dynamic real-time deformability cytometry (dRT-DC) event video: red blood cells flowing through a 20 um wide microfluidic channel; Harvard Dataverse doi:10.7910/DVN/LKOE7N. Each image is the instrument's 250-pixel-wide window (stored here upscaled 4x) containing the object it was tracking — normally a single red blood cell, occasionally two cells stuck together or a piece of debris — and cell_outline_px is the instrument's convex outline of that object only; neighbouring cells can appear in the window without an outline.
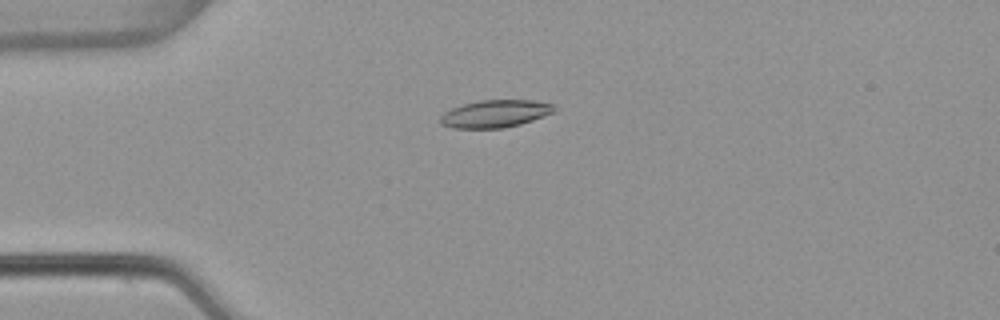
{"species": "common noctule bat (a hibernating species)", "species_latin": "Nyctalus noctula", "temperature_condition": "warm", "stored_images_in_passage": 7, "camera_frame_rate_fps": 3000, "um_per_image_px": 0.085, "animal": {"sex": "female", "body_mass_g": 22.7, "forearm_length_mm": 54.2}, "frame": {"image": 1, "passage_image": 4, "time_ms": 1.0, "image_size_px": [1000, 320], "cell_outline_px": [[556, 112], [520, 124], [504, 128], [452, 128], [440, 124], [440, 116], [444, 112], [452, 108], [464, 104], [480, 100], [532, 100], [552, 104], [556, 108]], "centroid_in_image_um": [42.09, 9.67], "position_along_channel_um": 42.9, "area_um2": 18.26}}
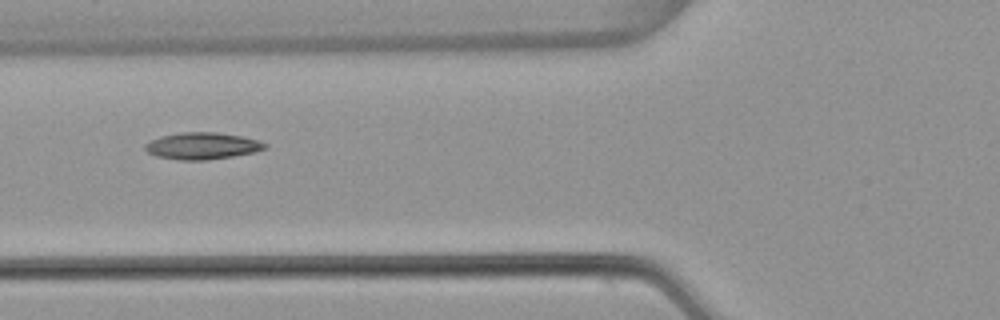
{"frame": {"image": 2, "passage_image": 6, "time_ms": 1.667, "image_size_px": [1000, 320], "cell_outline_px": [[268, 148], [252, 152], [232, 156], [208, 160], [180, 160], [156, 156], [148, 152], [144, 148], [144, 144], [160, 136], [180, 132], [216, 132], [244, 136], [268, 144]], "centroid_in_image_um": [17.18, 12.39], "position_along_channel_um": 108.6, "area_um2": 18.73}}
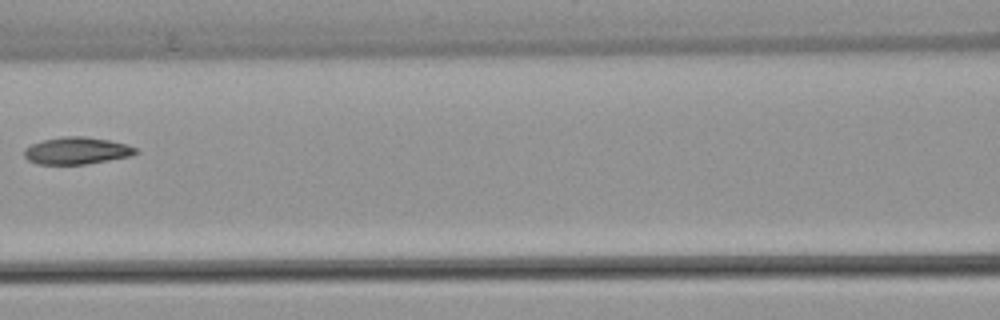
{"frame": {"image": 3, "passage_image": 7, "time_ms": 2.0, "image_size_px": [1000, 320], "cell_outline_px": [[140, 152], [132, 156], [84, 164], [36, 164], [28, 160], [24, 156], [24, 148], [32, 144], [44, 140], [60, 136], [84, 136], [108, 140], [128, 144], [136, 148]], "centroid_in_image_um": [6.53, 12.8], "position_along_channel_um": 160.1, "area_um2": 17.69}}